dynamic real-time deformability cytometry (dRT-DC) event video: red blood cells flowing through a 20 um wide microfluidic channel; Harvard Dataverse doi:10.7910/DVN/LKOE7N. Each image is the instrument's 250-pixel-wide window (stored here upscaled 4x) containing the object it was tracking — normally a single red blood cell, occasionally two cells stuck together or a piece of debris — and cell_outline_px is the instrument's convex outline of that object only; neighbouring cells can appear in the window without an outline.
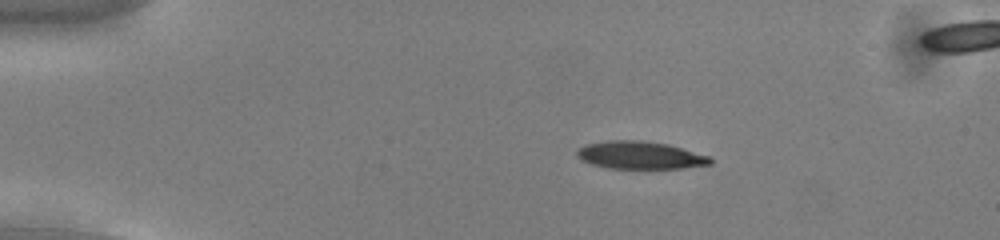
{"species": "common noctule bat (a hibernating species)", "species_latin": "Nyctalus noctula", "temperature_condition": "cold", "stored_images_in_passage": 54, "camera_frame_rate_fps": 3000, "um_per_image_px": 0.085, "animal": {"sex": "male", "body_mass_g": 13.0, "forearm_length_mm": 53.1}, "frame": {"image": 1, "passage_image": 10, "time_ms": 3.0, "image_size_px": [1000, 240], "cell_outline_px": [[712, 164], [684, 168], [608, 168], [592, 164], [580, 160], [576, 156], [576, 148], [584, 144], [608, 140], [644, 140], [668, 144], [712, 156]], "centroid_in_image_um": [54.39, 13.18], "position_along_channel_um": 30.6, "area_um2": 21.85}}
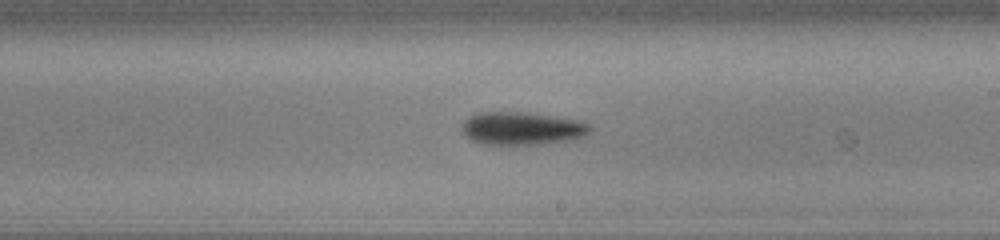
{"frame": {"image": 2, "passage_image": 32, "time_ms": 10.333, "image_size_px": [1000, 240], "cell_outline_px": [[592, 128], [584, 136], [576, 140], [540, 144], [484, 144], [472, 140], [464, 132], [464, 120], [468, 116], [476, 112], [528, 112], [576, 120], [592, 124]], "centroid_in_image_um": [44.42, 10.91], "position_along_channel_um": 244.6, "area_um2": 24.57}}
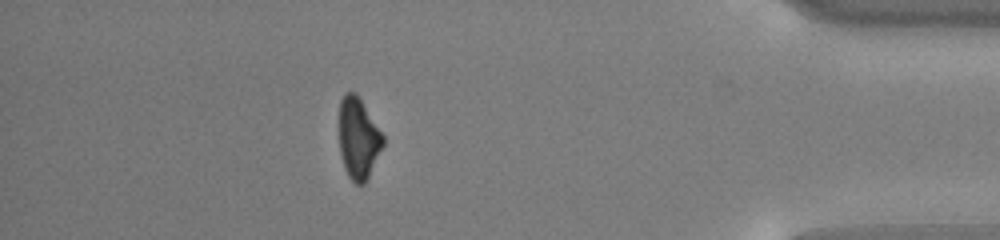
{"frame": {"image": 3, "passage_image": 48, "time_ms": 15.667, "image_size_px": [1000, 240], "cell_outline_px": [[384, 144], [364, 184], [356, 184], [348, 176], [344, 168], [340, 152], [340, 100], [344, 92], [356, 92], [384, 136]], "centroid_in_image_um": [30.46, 11.74], "position_along_channel_um": 404.7, "area_um2": 20.52}}